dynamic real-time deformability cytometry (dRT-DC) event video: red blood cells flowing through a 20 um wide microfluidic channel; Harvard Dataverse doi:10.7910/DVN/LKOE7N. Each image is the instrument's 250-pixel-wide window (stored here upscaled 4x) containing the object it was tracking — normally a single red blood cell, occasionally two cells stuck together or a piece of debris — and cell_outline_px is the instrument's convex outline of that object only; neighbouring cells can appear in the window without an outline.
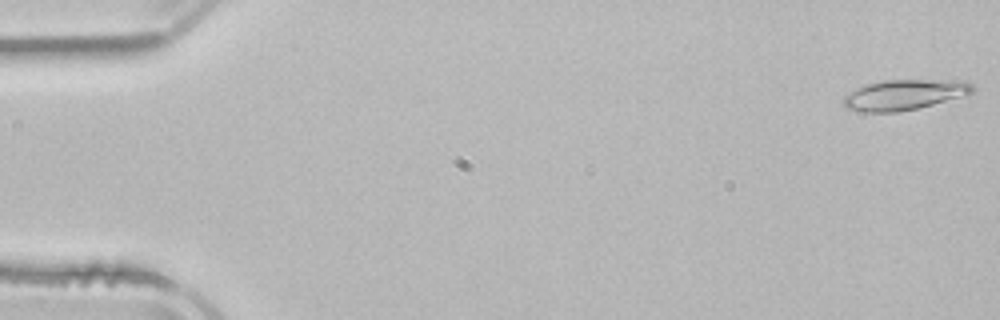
{"species": "common noctule bat (a hibernating species)", "species_latin": "Nyctalus noctula", "temperature_condition": "room temperature", "stored_images_in_passage": 5, "camera_frame_rate_fps": 3000, "um_per_image_px": 0.085, "animal": {"sex": "male", "body_mass_g": 21.5, "forearm_length_mm": 52.0}, "frame": {"image": 1, "passage_image": 1, "time_ms": 0.0, "image_size_px": [1000, 320], "cell_outline_px": [[976, 88], [972, 92], [932, 104], [900, 112], [864, 112], [848, 108], [840, 100], [848, 92], [856, 88], [868, 84], [884, 80], [964, 80], [972, 84]], "centroid_in_image_um": [76.82, 8.04], "position_along_channel_um": 8.2, "area_um2": 22.6}}
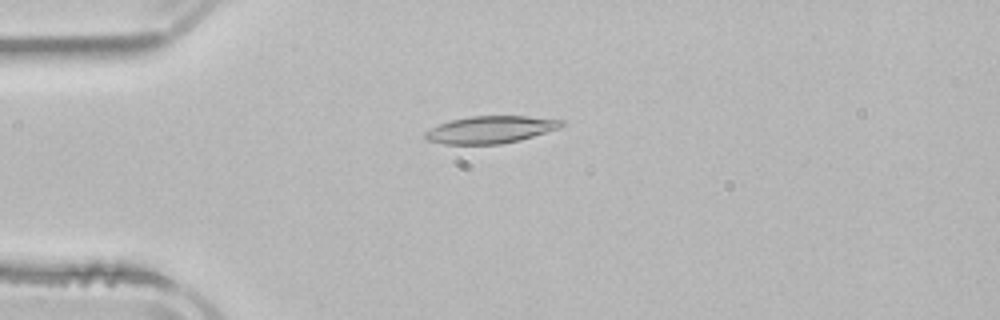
{"frame": {"image": 2, "passage_image": 4, "time_ms": 4.0, "image_size_px": [1000, 320], "cell_outline_px": [[564, 124], [560, 128], [520, 140], [500, 144], [444, 144], [428, 140], [424, 136], [424, 132], [440, 124], [452, 120], [472, 116], [528, 116], [564, 120]], "centroid_in_image_um": [41.72, 11.02], "position_along_channel_um": 43.3, "area_um2": 21.5}}